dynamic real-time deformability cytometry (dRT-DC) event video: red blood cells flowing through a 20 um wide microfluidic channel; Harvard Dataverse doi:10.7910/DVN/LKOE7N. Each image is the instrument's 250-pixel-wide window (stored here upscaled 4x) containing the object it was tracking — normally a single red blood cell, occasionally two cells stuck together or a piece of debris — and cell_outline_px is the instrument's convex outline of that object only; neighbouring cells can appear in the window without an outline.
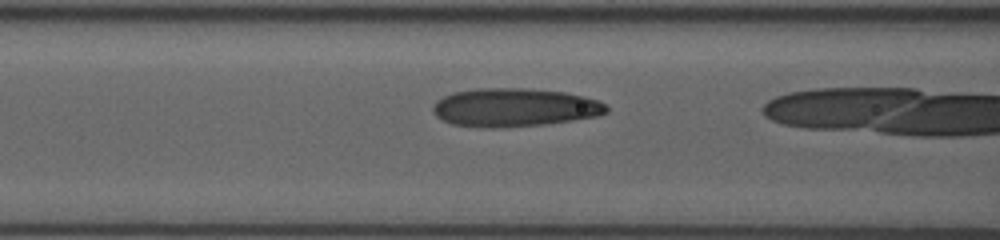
{"species": "human", "species_latin": "Homo sapiens", "temperature_condition": "room temperature", "stored_images_in_passage": 15, "camera_frame_rate_fps": 3000, "um_per_image_px": 0.085, "donor": {"sex": "female"}, "frame": {"image": 1, "passage_image": 14, "time_ms": 4.333, "image_size_px": [1000, 240], "cell_outline_px": [[608, 112], [596, 116], [572, 120], [544, 124], [500, 128], [492, 128], [452, 124], [436, 116], [432, 112], [432, 108], [436, 100], [452, 92], [476, 88], [524, 88], [564, 92], [584, 96], [596, 100], [604, 104], [608, 108]], "centroid_in_image_um": [43.69, 9.13], "position_along_channel_um": 122.9, "area_um2": 38.78}}